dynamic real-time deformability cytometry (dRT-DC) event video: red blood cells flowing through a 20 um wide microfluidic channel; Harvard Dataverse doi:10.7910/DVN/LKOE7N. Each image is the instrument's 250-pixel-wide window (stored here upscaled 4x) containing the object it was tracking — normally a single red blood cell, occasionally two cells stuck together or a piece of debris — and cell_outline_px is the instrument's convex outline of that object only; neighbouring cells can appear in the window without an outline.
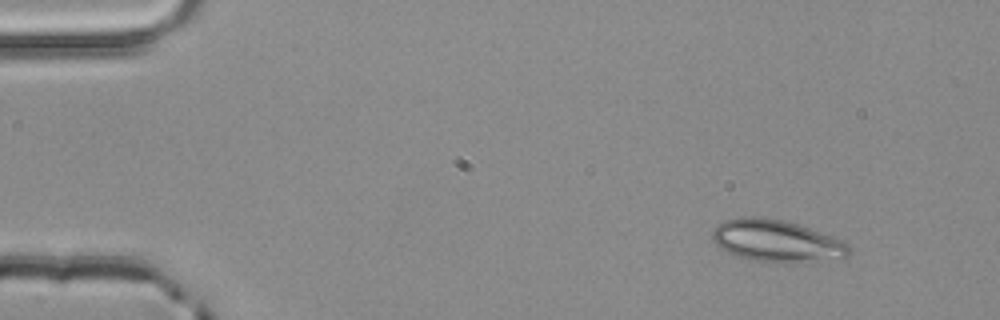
{"species": "common noctule bat (a hibernating species)", "species_latin": "Nyctalus noctula", "temperature_condition": "room temperature", "stored_images_in_passage": 2, "camera_frame_rate_fps": 3000, "um_per_image_px": 0.085, "animal": {"sex": "male", "body_mass_g": 20.4}, "frame": {"image": 1, "passage_image": 2, "time_ms": 0.333, "image_size_px": [1000, 320], "cell_outline_px": [[852, 248], [844, 256], [796, 260], [748, 260], [728, 252], [720, 248], [712, 240], [712, 232], [724, 220], [740, 216], [764, 216], [784, 220], [808, 228], [840, 240], [848, 244]], "centroid_in_image_um": [65.87, 20.4], "position_along_channel_um": 19.1, "area_um2": 31.96}}